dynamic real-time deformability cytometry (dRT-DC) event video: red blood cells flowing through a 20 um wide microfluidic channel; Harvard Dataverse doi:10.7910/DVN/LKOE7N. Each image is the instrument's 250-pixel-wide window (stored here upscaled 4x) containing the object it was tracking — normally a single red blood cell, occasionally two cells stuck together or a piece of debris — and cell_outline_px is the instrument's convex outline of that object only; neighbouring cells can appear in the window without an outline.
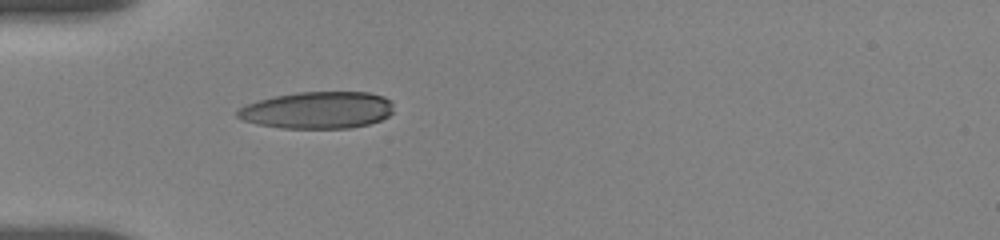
{"species": "human", "species_latin": "Homo sapiens", "temperature_condition": "room temperature", "stored_images_in_passage": 69, "camera_frame_rate_fps": 3000, "um_per_image_px": 0.085, "donor": {"sex": "female"}, "frame": {"image": 1, "passage_image": 1, "time_ms": 0.0, "image_size_px": [1000, 240], "cell_outline_px": [[392, 112], [388, 116], [380, 120], [368, 124], [352, 128], [280, 128], [256, 124], [244, 120], [236, 116], [236, 112], [244, 104], [272, 96], [296, 92], [368, 92], [384, 96], [392, 100]], "centroid_in_image_um": [26.98, 9.35], "position_along_channel_um": 58.0, "area_um2": 33.93}}
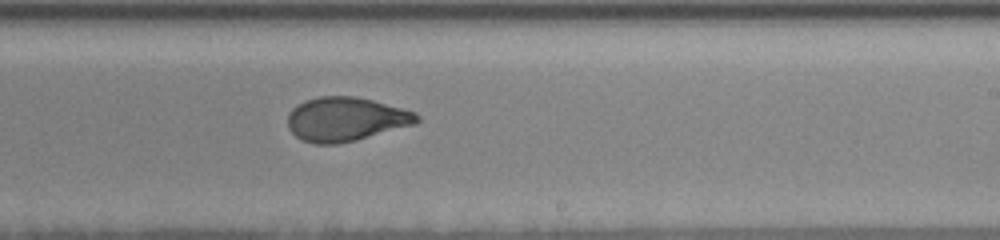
{"frame": {"image": 2, "passage_image": 33, "time_ms": 5.667, "image_size_px": [1000, 240], "cell_outline_px": [[420, 120], [416, 124], [356, 140], [336, 144], [316, 144], [304, 140], [296, 136], [288, 128], [288, 112], [292, 108], [304, 100], [320, 96], [356, 96], [372, 100], [416, 112], [420, 116]], "centroid_in_image_um": [29.39, 10.12], "position_along_channel_um": 259.6, "area_um2": 33.18}}
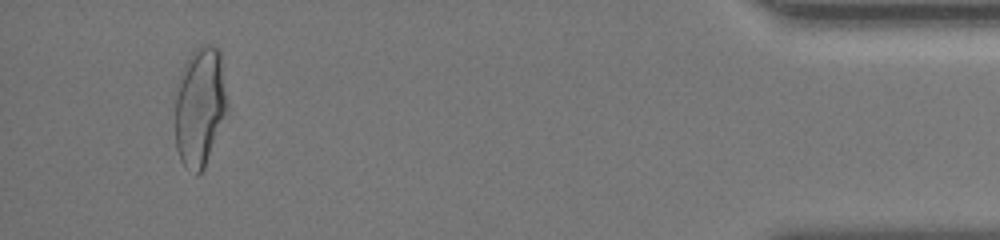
{"frame": {"image": 3, "passage_image": 62, "time_ms": 11.667, "image_size_px": [1000, 240], "cell_outline_px": [[228, 112], [204, 168], [196, 176], [180, 160], [176, 148], [172, 92], [180, 72], [184, 64], [192, 52], [196, 48], [204, 44], [212, 44], [220, 48], [228, 104]], "centroid_in_image_um": [16.95, 9.03], "position_along_channel_um": 418.2, "area_um2": 37.8}, "authors_computed_cell_mechanics": {"area_um2": 33.6396, "velocity_mm_per_s": 3.6771, "shape_relaxation_time_tau1_ms": 4.3283, "shape_relaxation_time_tau2_ms": 1.4052, "deformation_change_tau1": 0.1726, "deformation_change_tau2": 0.0636}}